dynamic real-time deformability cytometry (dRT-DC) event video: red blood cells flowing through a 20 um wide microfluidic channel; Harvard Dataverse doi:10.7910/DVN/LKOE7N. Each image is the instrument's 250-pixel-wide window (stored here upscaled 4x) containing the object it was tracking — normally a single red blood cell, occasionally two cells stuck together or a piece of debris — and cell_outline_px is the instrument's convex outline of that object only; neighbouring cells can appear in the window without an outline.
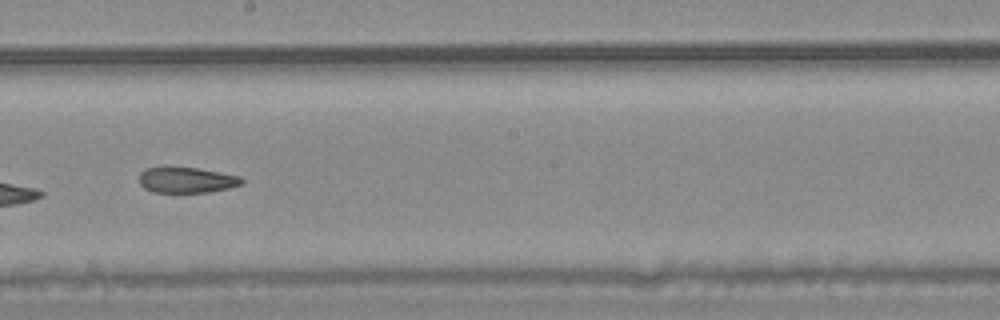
{"species": "common noctule bat (a hibernating species)", "species_latin": "Nyctalus noctula", "temperature_condition": "warm", "stored_images_in_passage": 14, "camera_frame_rate_fps": 3000, "um_per_image_px": 0.085, "animal": {"sex": "male", "body_mass_g": 20.4}, "frame": {"image": 1, "passage_image": 8, "time_ms": 2.333, "image_size_px": [1000, 320], "cell_outline_px": [[244, 184], [228, 188], [208, 192], [152, 192], [144, 188], [140, 184], [140, 172], [144, 168], [200, 168], [240, 176], [244, 180]], "centroid_in_image_um": [15.89, 15.31], "position_along_channel_um": 232.3, "area_um2": 15.26}}
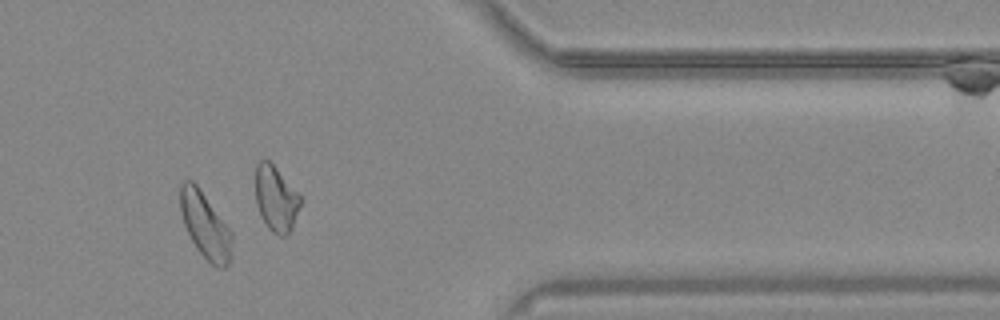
{"frame": {"image": 2, "passage_image": 12, "time_ms": 3.667, "image_size_px": [1000, 320], "cell_outline_px": [[232, 256], [228, 264], [224, 268], [216, 268], [196, 248], [184, 224], [180, 208], [180, 184], [184, 180], [192, 180], [196, 184], [232, 232]], "centroid_in_image_um": [17.45, 19.17], "position_along_channel_um": 393.9, "area_um2": 19.65}}